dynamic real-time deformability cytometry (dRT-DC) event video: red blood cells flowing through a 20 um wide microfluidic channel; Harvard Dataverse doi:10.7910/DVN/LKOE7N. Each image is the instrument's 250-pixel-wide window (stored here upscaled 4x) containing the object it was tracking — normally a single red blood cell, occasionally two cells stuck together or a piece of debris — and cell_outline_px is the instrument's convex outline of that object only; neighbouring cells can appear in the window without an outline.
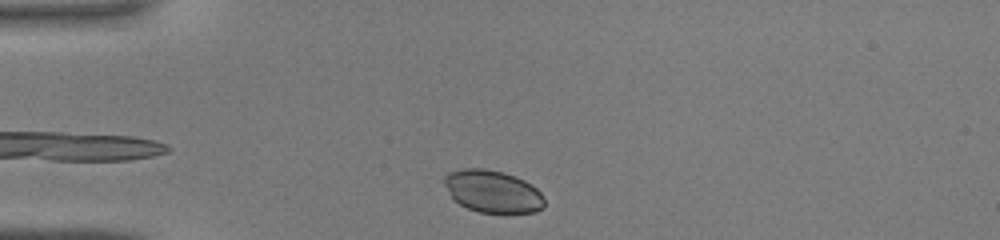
{"species": "common noctule bat (a hibernating species)", "species_latin": "Nyctalus noctula", "temperature_condition": "warm", "stored_images_in_passage": 25, "camera_frame_rate_fps": 3000, "um_per_image_px": 0.085, "animal": {"sex": "male", "body_mass_g": 19.0, "forearm_length_mm": 50.8}, "frame": {"image": 1, "passage_image": 1, "time_ms": 0.0, "image_size_px": [1000, 240], "cell_outline_px": [[544, 208], [536, 212], [480, 212], [468, 208], [460, 204], [452, 196], [444, 184], [444, 176], [448, 172], [464, 168], [484, 168], [504, 172], [524, 180], [532, 184], [540, 192], [544, 200]], "centroid_in_image_um": [41.89, 16.25], "position_along_channel_um": 43.1, "area_um2": 24.57}}
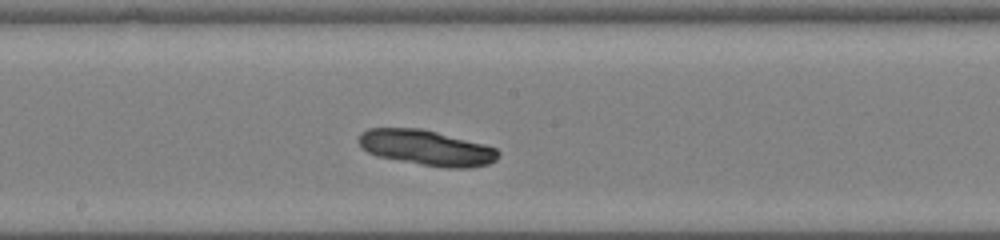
{"frame": {"image": 2, "passage_image": 14, "time_ms": 4.333, "image_size_px": [1000, 240], "cell_outline_px": [[500, 156], [496, 160], [488, 164], [468, 168], [444, 168], [400, 160], [380, 156], [368, 152], [360, 148], [356, 140], [360, 132], [368, 128], [420, 128], [484, 144], [496, 148], [500, 152]], "centroid_in_image_um": [36.23, 12.55], "position_along_channel_um": 212.0, "area_um2": 28.78}}
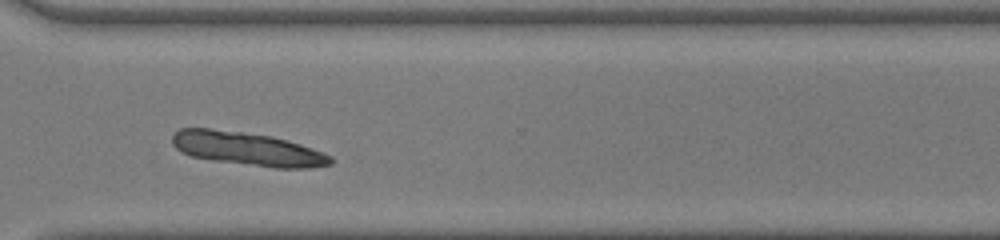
{"frame": {"image": 3, "passage_image": 23, "time_ms": 7.333, "image_size_px": [1000, 240], "cell_outline_px": [[332, 164], [312, 168], [276, 168], [212, 160], [192, 156], [180, 152], [172, 144], [172, 136], [180, 128], [208, 128], [272, 136], [300, 144], [312, 148], [332, 156]], "centroid_in_image_um": [21.03, 12.66], "position_along_channel_um": 349.6, "area_um2": 30.75}}